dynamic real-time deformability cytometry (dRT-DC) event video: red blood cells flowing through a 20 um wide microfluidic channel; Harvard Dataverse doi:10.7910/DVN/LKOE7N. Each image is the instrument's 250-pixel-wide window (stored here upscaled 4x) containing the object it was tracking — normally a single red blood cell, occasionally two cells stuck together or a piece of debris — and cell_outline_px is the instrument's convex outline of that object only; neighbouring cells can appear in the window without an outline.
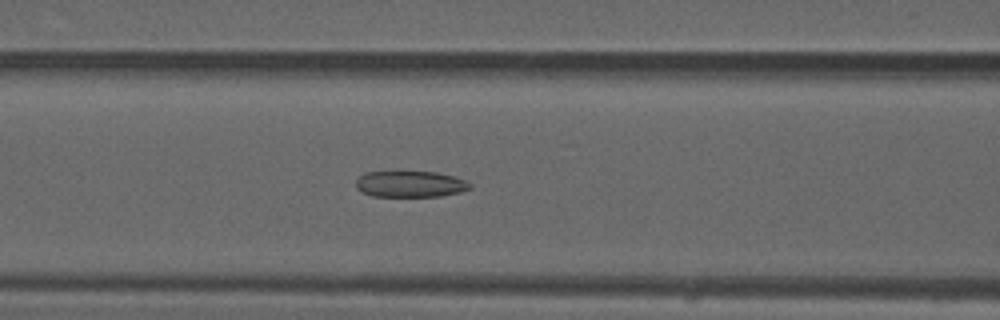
{"species": "common noctule bat (a hibernating species)", "species_latin": "Nyctalus noctula", "temperature_condition": "warm", "stored_images_in_passage": 50, "camera_frame_rate_fps": 3000, "um_per_image_px": 0.085, "animal": {"sex": "male", "forearm_length_mm": 52.5}, "frame": {"image": 1, "passage_image": 21, "time_ms": 6.667, "image_size_px": [1000, 320], "cell_outline_px": [[472, 188], [460, 192], [440, 196], [372, 196], [360, 192], [356, 188], [356, 180], [364, 172], [436, 172], [452, 176], [464, 180], [472, 184]], "centroid_in_image_um": [34.85, 15.65], "position_along_channel_um": 131.8, "area_um2": 17.4}}
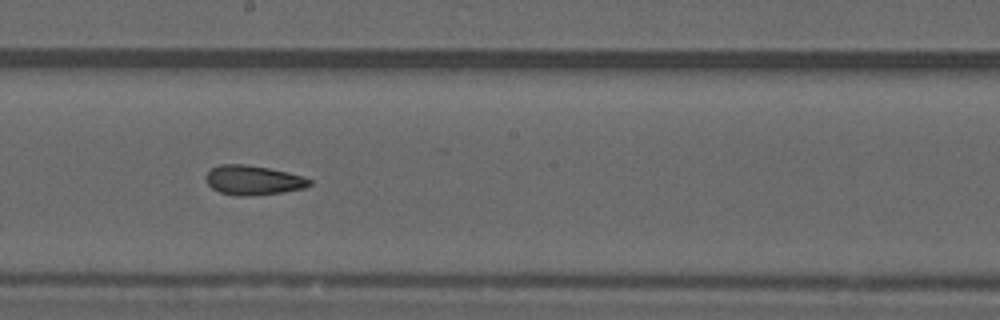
{"frame": {"image": 2, "passage_image": 28, "time_ms": 9.0, "image_size_px": [1000, 320], "cell_outline_px": [[312, 184], [304, 188], [280, 192], [244, 196], [236, 196], [220, 192], [212, 188], [204, 180], [204, 176], [212, 168], [220, 164], [248, 164], [288, 172], [304, 176], [312, 180]], "centroid_in_image_um": [21.5, 15.3], "position_along_channel_um": 226.7, "area_um2": 17.86}}
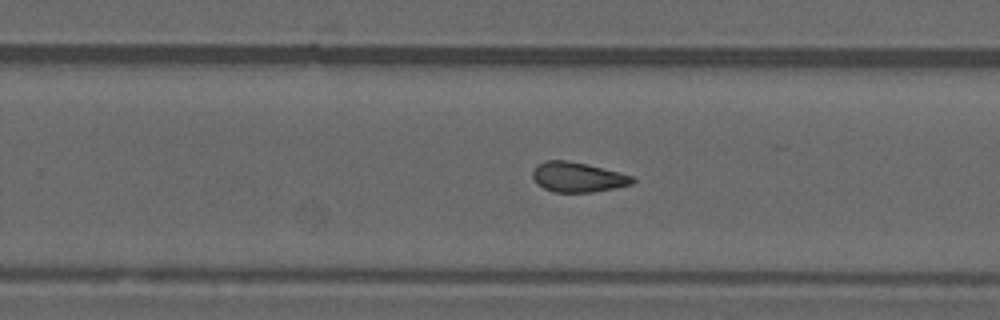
{"frame": {"image": 3, "passage_image": 32, "time_ms": 10.333, "image_size_px": [1000, 320], "cell_outline_px": [[636, 180], [632, 184], [592, 192], [552, 192], [536, 184], [532, 176], [532, 172], [536, 164], [544, 160], [568, 160], [588, 164], [636, 176]], "centroid_in_image_um": [49.09, 15.04], "position_along_channel_um": 280.7, "area_um2": 17.69}, "authors_computed_cell_mechanics": {"area_um2": 18.0625, "velocity_mm_per_s": 4.0725, "shape_relaxation_time_tau1_ms": null, "shape_relaxation_time_tau2_ms": 2.6934, "deformation_change_tau1": null, "deformation_change_tau2": 0.1067}}